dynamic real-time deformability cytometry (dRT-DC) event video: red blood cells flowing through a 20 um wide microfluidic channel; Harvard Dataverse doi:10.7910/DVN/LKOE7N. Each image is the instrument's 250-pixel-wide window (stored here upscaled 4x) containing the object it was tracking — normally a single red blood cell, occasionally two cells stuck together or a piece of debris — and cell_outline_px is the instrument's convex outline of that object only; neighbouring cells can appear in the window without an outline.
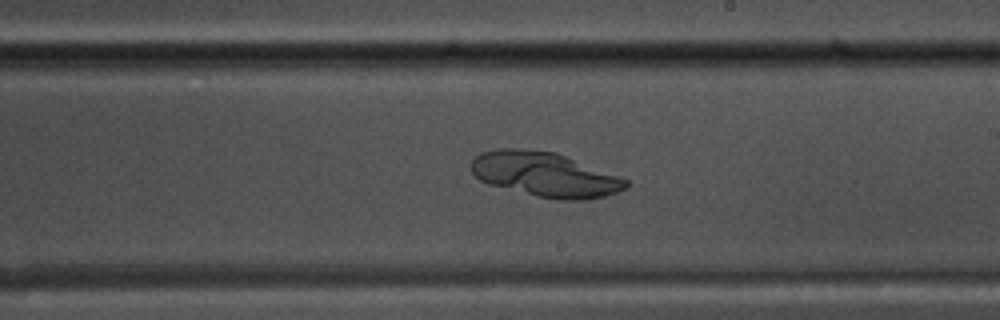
{"species": "common noctule bat (a hibernating species)", "species_latin": "Nyctalus noctula", "temperature_condition": "warm", "stored_images_in_passage": 53, "camera_frame_rate_fps": 3000, "um_per_image_px": 0.085, "animal": {"sex": "male", "body_mass_g": 17.5, "forearm_length_mm": 52.3}, "frame": {"image": 1, "passage_image": 31, "time_ms": 10.0, "image_size_px": [1000, 320], "cell_outline_px": [[628, 184], [624, 188], [616, 192], [604, 196], [580, 200], [560, 200], [536, 196], [488, 184], [480, 180], [472, 172], [472, 160], [480, 152], [496, 148], [516, 148], [556, 152], [620, 176], [628, 180]], "centroid_in_image_um": [46.3, 14.82], "position_along_channel_um": 242.7, "area_um2": 40.11}}